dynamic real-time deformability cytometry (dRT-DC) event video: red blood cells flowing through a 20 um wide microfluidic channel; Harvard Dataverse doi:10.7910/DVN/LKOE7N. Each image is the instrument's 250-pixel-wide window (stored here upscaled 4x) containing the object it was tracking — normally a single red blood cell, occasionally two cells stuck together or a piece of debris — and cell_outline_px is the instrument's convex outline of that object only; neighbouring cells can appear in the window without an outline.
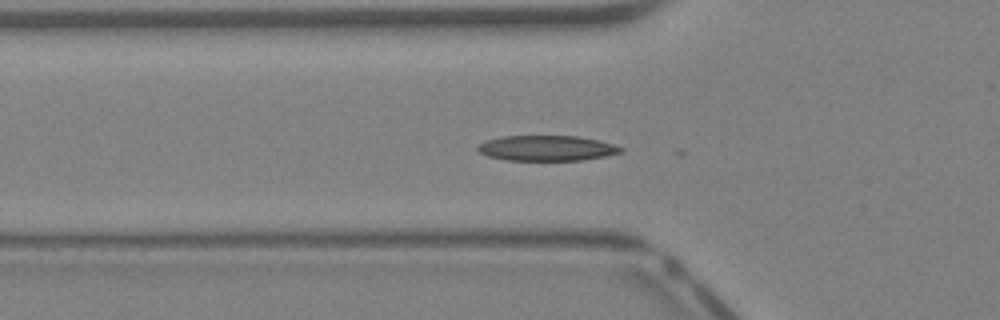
{"species": "Egyptian fruit bat (a non-hibernating species)", "species_latin": "Rousettus aegyptiacus", "temperature_condition": "warm", "stored_images_in_passage": 25, "camera_frame_rate_fps": 3000, "um_per_image_px": 0.085, "animal": {"sex": "female"}, "frame": {"image": 1, "passage_image": 6, "time_ms": 1.667, "image_size_px": [1000, 320], "cell_outline_px": [[624, 152], [604, 156], [580, 160], [508, 160], [488, 156], [480, 152], [476, 148], [480, 144], [488, 140], [504, 136], [576, 136], [600, 140], [624, 148]], "centroid_in_image_um": [46.51, 12.59], "position_along_channel_um": 79.3, "area_um2": 20.92}}
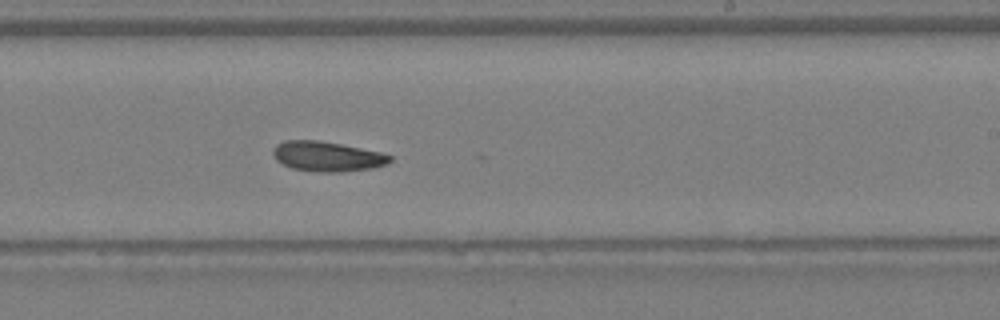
{"frame": {"image": 2, "passage_image": 17, "time_ms": 5.333, "image_size_px": [1000, 320], "cell_outline_px": [[392, 160], [388, 164], [372, 168], [340, 172], [320, 172], [292, 168], [276, 160], [272, 152], [276, 144], [284, 140], [320, 140], [380, 152], [392, 156]], "centroid_in_image_um": [27.81, 13.29], "position_along_channel_um": 261.2, "area_um2": 20.35}}
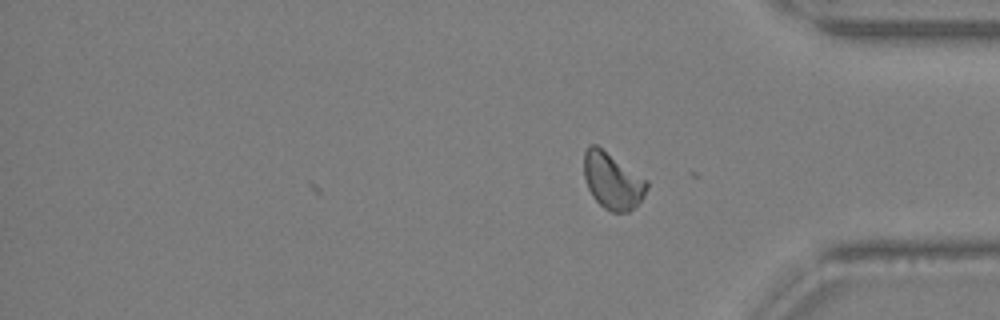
{"frame": {"image": 3, "passage_image": 25, "time_ms": 8.0, "image_size_px": [1000, 320], "cell_outline_px": [[648, 188], [644, 196], [628, 212], [612, 212], [604, 208], [592, 196], [588, 188], [584, 176], [584, 152], [588, 144], [596, 144], [648, 180]], "centroid_in_image_um": [52.05, 15.35], "position_along_channel_um": 383.1, "area_um2": 20.63}, "authors_computed_cell_mechanics": {"area_um2": 20.3456, "velocity_mm_per_s": 4.9607, "shape_relaxation_time_tau1_ms": null, "shape_relaxation_time_tau2_ms": 4.176, "deformation_change_tau1": null, "deformation_change_tau2": 0.1081}}